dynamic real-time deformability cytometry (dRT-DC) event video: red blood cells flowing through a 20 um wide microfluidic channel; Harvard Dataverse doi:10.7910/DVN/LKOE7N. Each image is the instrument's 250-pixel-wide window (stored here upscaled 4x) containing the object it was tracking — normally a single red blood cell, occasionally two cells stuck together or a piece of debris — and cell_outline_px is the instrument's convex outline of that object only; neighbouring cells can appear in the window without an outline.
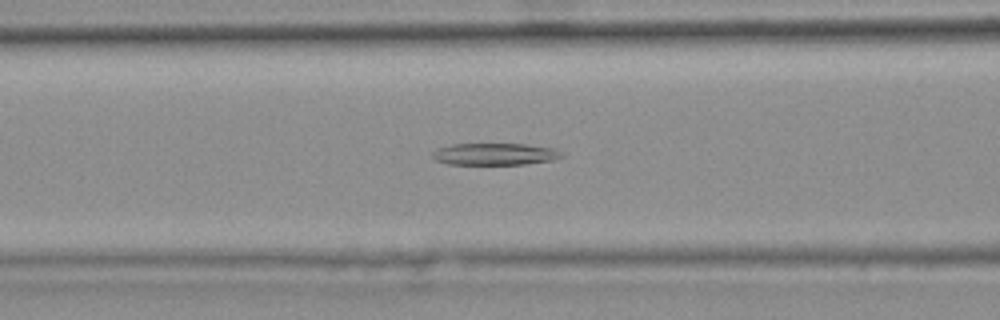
{"species": "common noctule bat (a hibernating species)", "species_latin": "Nyctalus noctula", "temperature_condition": "warm", "stored_images_in_passage": 49, "segment_of_instrument_passage": [2, 2], "camera_frame_rate_fps": 3000, "um_per_image_px": 0.085, "animal": {"sex": "female", "body_mass_g": 25.1}, "frame": {"image": 1, "passage_image": 22, "time_ms": 7.0, "image_size_px": [1000, 320], "cell_outline_px": [[564, 156], [552, 160], [524, 164], [448, 164], [436, 160], [432, 156], [432, 152], [440, 148], [452, 144], [524, 144], [556, 148]], "centroid_in_image_um": [42.08, 13.09], "position_along_channel_um": 124.5, "area_um2": 16.36}}